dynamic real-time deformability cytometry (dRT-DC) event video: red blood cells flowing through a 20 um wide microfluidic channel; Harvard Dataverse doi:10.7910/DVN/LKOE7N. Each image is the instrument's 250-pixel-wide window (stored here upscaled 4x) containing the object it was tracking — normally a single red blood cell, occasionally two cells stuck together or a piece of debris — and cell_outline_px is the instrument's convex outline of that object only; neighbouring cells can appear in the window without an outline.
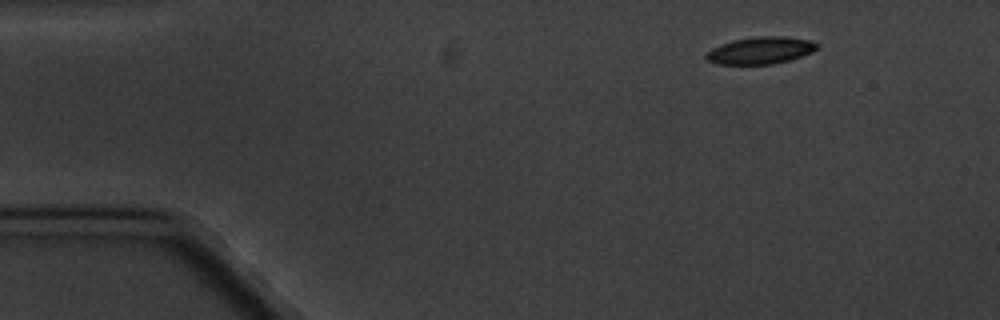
{"species": "common noctule bat (a hibernating species)", "species_latin": "Nyctalus noctula", "temperature_condition": "cold", "stored_images_in_passage": 4, "camera_frame_rate_fps": 3000, "um_per_image_px": 0.085, "animal": {"sex": "male", "body_mass_g": 20.1, "forearm_length_mm": 53.5}, "frame": {"image": 1, "passage_image": 1, "time_ms": 0.0, "image_size_px": [1000, 320], "cell_outline_px": [[820, 44], [812, 52], [788, 60], [772, 64], [720, 64], [708, 60], [704, 56], [712, 48], [720, 44], [732, 40], [752, 36], [784, 36], [808, 40]], "centroid_in_image_um": [64.62, 4.27], "position_along_channel_um": 20.4, "area_um2": 17.4}}